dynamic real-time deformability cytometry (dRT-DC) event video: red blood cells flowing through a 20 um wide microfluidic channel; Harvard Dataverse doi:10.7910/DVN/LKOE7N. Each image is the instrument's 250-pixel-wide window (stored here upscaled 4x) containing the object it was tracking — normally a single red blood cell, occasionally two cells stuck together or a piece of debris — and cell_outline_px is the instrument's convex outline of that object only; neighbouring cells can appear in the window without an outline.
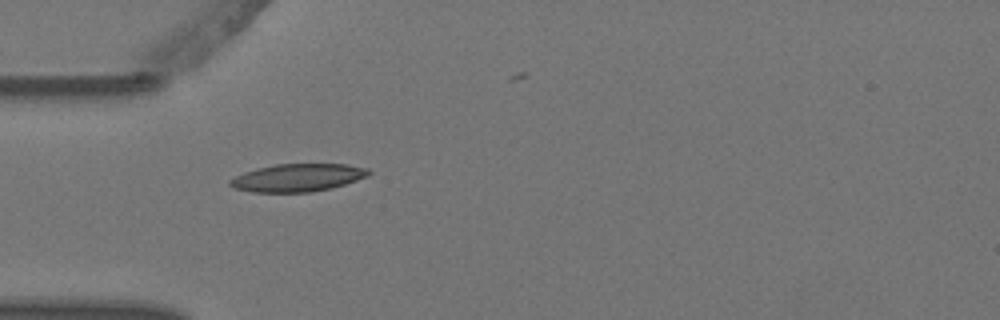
{"species": "Egyptian fruit bat (a non-hibernating species)", "species_latin": "Rousettus aegyptiacus", "temperature_condition": "warm", "stored_images_in_passage": 2, "camera_frame_rate_fps": 3000, "um_per_image_px": 0.085, "animal": {"sex": "female"}, "frame": {"image": 1, "passage_image": 1, "time_ms": 0.0, "image_size_px": [1000, 320], "cell_outline_px": [[372, 172], [368, 176], [332, 188], [312, 192], [252, 192], [236, 188], [228, 184], [228, 180], [244, 172], [276, 164], [348, 164], [368, 168]], "centroid_in_image_um": [25.33, 15.1], "position_along_channel_um": 59.7, "area_um2": 22.37}}
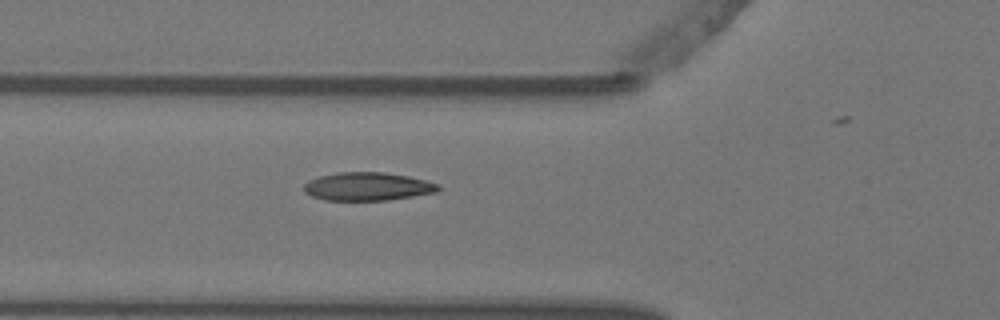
{"frame": {"image": 2, "passage_image": 2, "time_ms": 0.333, "image_size_px": [1000, 320], "cell_outline_px": [[440, 188], [436, 192], [388, 200], [324, 200], [312, 196], [304, 192], [304, 184], [308, 180], [320, 176], [336, 172], [384, 172], [408, 176], [440, 184]], "centroid_in_image_um": [31.22, 15.85], "position_along_channel_um": 94.6, "area_um2": 22.08}}